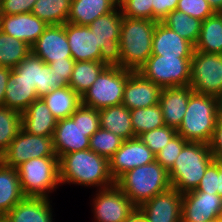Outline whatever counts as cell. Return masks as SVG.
Masks as SVG:
<instances>
[{"label": "cell", "instance_id": "cell-1", "mask_svg": "<svg viewBox=\"0 0 222 222\" xmlns=\"http://www.w3.org/2000/svg\"><path fill=\"white\" fill-rule=\"evenodd\" d=\"M157 21L124 17L120 40L112 62L137 71L152 55L153 32Z\"/></svg>", "mask_w": 222, "mask_h": 222}, {"label": "cell", "instance_id": "cell-2", "mask_svg": "<svg viewBox=\"0 0 222 222\" xmlns=\"http://www.w3.org/2000/svg\"><path fill=\"white\" fill-rule=\"evenodd\" d=\"M59 178L60 183L95 185L100 186L101 189L115 184L109 170V159L91 149L62 155L59 158Z\"/></svg>", "mask_w": 222, "mask_h": 222}, {"label": "cell", "instance_id": "cell-3", "mask_svg": "<svg viewBox=\"0 0 222 222\" xmlns=\"http://www.w3.org/2000/svg\"><path fill=\"white\" fill-rule=\"evenodd\" d=\"M100 128L99 110L81 104L68 118L58 120L53 135V147L58 158L89 149L90 137Z\"/></svg>", "mask_w": 222, "mask_h": 222}, {"label": "cell", "instance_id": "cell-4", "mask_svg": "<svg viewBox=\"0 0 222 222\" xmlns=\"http://www.w3.org/2000/svg\"><path fill=\"white\" fill-rule=\"evenodd\" d=\"M220 117L221 100L219 98L193 92L177 134L187 141L209 144Z\"/></svg>", "mask_w": 222, "mask_h": 222}, {"label": "cell", "instance_id": "cell-5", "mask_svg": "<svg viewBox=\"0 0 222 222\" xmlns=\"http://www.w3.org/2000/svg\"><path fill=\"white\" fill-rule=\"evenodd\" d=\"M213 161L209 144L188 141L168 171L171 187L182 194L196 189Z\"/></svg>", "mask_w": 222, "mask_h": 222}, {"label": "cell", "instance_id": "cell-6", "mask_svg": "<svg viewBox=\"0 0 222 222\" xmlns=\"http://www.w3.org/2000/svg\"><path fill=\"white\" fill-rule=\"evenodd\" d=\"M115 184L137 208L171 187L168 171L156 160L125 172Z\"/></svg>", "mask_w": 222, "mask_h": 222}, {"label": "cell", "instance_id": "cell-7", "mask_svg": "<svg viewBox=\"0 0 222 222\" xmlns=\"http://www.w3.org/2000/svg\"><path fill=\"white\" fill-rule=\"evenodd\" d=\"M132 71L110 63L81 97V104L96 110L122 104L125 83Z\"/></svg>", "mask_w": 222, "mask_h": 222}, {"label": "cell", "instance_id": "cell-8", "mask_svg": "<svg viewBox=\"0 0 222 222\" xmlns=\"http://www.w3.org/2000/svg\"><path fill=\"white\" fill-rule=\"evenodd\" d=\"M20 185L25 196L48 197L47 191L60 184L59 158H32L17 167Z\"/></svg>", "mask_w": 222, "mask_h": 222}, {"label": "cell", "instance_id": "cell-9", "mask_svg": "<svg viewBox=\"0 0 222 222\" xmlns=\"http://www.w3.org/2000/svg\"><path fill=\"white\" fill-rule=\"evenodd\" d=\"M191 59L151 55L137 71L161 88L188 86Z\"/></svg>", "mask_w": 222, "mask_h": 222}, {"label": "cell", "instance_id": "cell-10", "mask_svg": "<svg viewBox=\"0 0 222 222\" xmlns=\"http://www.w3.org/2000/svg\"><path fill=\"white\" fill-rule=\"evenodd\" d=\"M189 86L196 93L222 100V54L194 50Z\"/></svg>", "mask_w": 222, "mask_h": 222}, {"label": "cell", "instance_id": "cell-11", "mask_svg": "<svg viewBox=\"0 0 222 222\" xmlns=\"http://www.w3.org/2000/svg\"><path fill=\"white\" fill-rule=\"evenodd\" d=\"M40 157H57L53 147V137L33 135L21 128L1 154L0 161L6 166L17 168L32 158Z\"/></svg>", "mask_w": 222, "mask_h": 222}, {"label": "cell", "instance_id": "cell-12", "mask_svg": "<svg viewBox=\"0 0 222 222\" xmlns=\"http://www.w3.org/2000/svg\"><path fill=\"white\" fill-rule=\"evenodd\" d=\"M10 77L19 84L36 86L38 98L60 87L56 82V76L50 72L49 65L32 50L14 69H11Z\"/></svg>", "mask_w": 222, "mask_h": 222}, {"label": "cell", "instance_id": "cell-13", "mask_svg": "<svg viewBox=\"0 0 222 222\" xmlns=\"http://www.w3.org/2000/svg\"><path fill=\"white\" fill-rule=\"evenodd\" d=\"M96 195L94 213L98 222H126L137 208L116 184Z\"/></svg>", "mask_w": 222, "mask_h": 222}, {"label": "cell", "instance_id": "cell-14", "mask_svg": "<svg viewBox=\"0 0 222 222\" xmlns=\"http://www.w3.org/2000/svg\"><path fill=\"white\" fill-rule=\"evenodd\" d=\"M155 154L138 137L124 140L109 159L110 174L116 181L125 172L155 161Z\"/></svg>", "mask_w": 222, "mask_h": 222}, {"label": "cell", "instance_id": "cell-15", "mask_svg": "<svg viewBox=\"0 0 222 222\" xmlns=\"http://www.w3.org/2000/svg\"><path fill=\"white\" fill-rule=\"evenodd\" d=\"M222 206L218 194L188 191L182 194L181 222L216 221Z\"/></svg>", "mask_w": 222, "mask_h": 222}, {"label": "cell", "instance_id": "cell-16", "mask_svg": "<svg viewBox=\"0 0 222 222\" xmlns=\"http://www.w3.org/2000/svg\"><path fill=\"white\" fill-rule=\"evenodd\" d=\"M138 209L146 222H181L182 193L170 187L145 201Z\"/></svg>", "mask_w": 222, "mask_h": 222}, {"label": "cell", "instance_id": "cell-17", "mask_svg": "<svg viewBox=\"0 0 222 222\" xmlns=\"http://www.w3.org/2000/svg\"><path fill=\"white\" fill-rule=\"evenodd\" d=\"M65 31L74 61H112L98 47L95 33L88 26L66 22Z\"/></svg>", "mask_w": 222, "mask_h": 222}, {"label": "cell", "instance_id": "cell-18", "mask_svg": "<svg viewBox=\"0 0 222 222\" xmlns=\"http://www.w3.org/2000/svg\"><path fill=\"white\" fill-rule=\"evenodd\" d=\"M31 50L46 64L73 59L65 31V24L48 25Z\"/></svg>", "mask_w": 222, "mask_h": 222}, {"label": "cell", "instance_id": "cell-19", "mask_svg": "<svg viewBox=\"0 0 222 222\" xmlns=\"http://www.w3.org/2000/svg\"><path fill=\"white\" fill-rule=\"evenodd\" d=\"M161 90L138 71H132L125 83L122 104L129 110L154 106L159 103Z\"/></svg>", "mask_w": 222, "mask_h": 222}, {"label": "cell", "instance_id": "cell-20", "mask_svg": "<svg viewBox=\"0 0 222 222\" xmlns=\"http://www.w3.org/2000/svg\"><path fill=\"white\" fill-rule=\"evenodd\" d=\"M48 24L31 12L21 14H0V30L30 47L37 41Z\"/></svg>", "mask_w": 222, "mask_h": 222}, {"label": "cell", "instance_id": "cell-21", "mask_svg": "<svg viewBox=\"0 0 222 222\" xmlns=\"http://www.w3.org/2000/svg\"><path fill=\"white\" fill-rule=\"evenodd\" d=\"M115 8L112 12L100 16L88 25L90 30L95 33L98 40V47L111 59L115 56V51L120 40L122 26V11Z\"/></svg>", "mask_w": 222, "mask_h": 222}, {"label": "cell", "instance_id": "cell-22", "mask_svg": "<svg viewBox=\"0 0 222 222\" xmlns=\"http://www.w3.org/2000/svg\"><path fill=\"white\" fill-rule=\"evenodd\" d=\"M193 92L189 85L162 88L159 105L165 125L176 130L179 128L186 113L188 100Z\"/></svg>", "mask_w": 222, "mask_h": 222}, {"label": "cell", "instance_id": "cell-23", "mask_svg": "<svg viewBox=\"0 0 222 222\" xmlns=\"http://www.w3.org/2000/svg\"><path fill=\"white\" fill-rule=\"evenodd\" d=\"M194 45L161 21L156 23L153 32L152 55L164 57H192Z\"/></svg>", "mask_w": 222, "mask_h": 222}, {"label": "cell", "instance_id": "cell-24", "mask_svg": "<svg viewBox=\"0 0 222 222\" xmlns=\"http://www.w3.org/2000/svg\"><path fill=\"white\" fill-rule=\"evenodd\" d=\"M22 128L33 135L53 137L57 120L42 98L33 101L21 114Z\"/></svg>", "mask_w": 222, "mask_h": 222}, {"label": "cell", "instance_id": "cell-25", "mask_svg": "<svg viewBox=\"0 0 222 222\" xmlns=\"http://www.w3.org/2000/svg\"><path fill=\"white\" fill-rule=\"evenodd\" d=\"M48 197L26 196L6 216L11 222H53Z\"/></svg>", "mask_w": 222, "mask_h": 222}, {"label": "cell", "instance_id": "cell-26", "mask_svg": "<svg viewBox=\"0 0 222 222\" xmlns=\"http://www.w3.org/2000/svg\"><path fill=\"white\" fill-rule=\"evenodd\" d=\"M119 0H72L68 23L88 26L95 19L112 12Z\"/></svg>", "mask_w": 222, "mask_h": 222}, {"label": "cell", "instance_id": "cell-27", "mask_svg": "<svg viewBox=\"0 0 222 222\" xmlns=\"http://www.w3.org/2000/svg\"><path fill=\"white\" fill-rule=\"evenodd\" d=\"M100 127L114 133L123 140L135 137L130 110L123 104L99 110Z\"/></svg>", "mask_w": 222, "mask_h": 222}, {"label": "cell", "instance_id": "cell-28", "mask_svg": "<svg viewBox=\"0 0 222 222\" xmlns=\"http://www.w3.org/2000/svg\"><path fill=\"white\" fill-rule=\"evenodd\" d=\"M26 196L23 194L17 168L0 161V215H6Z\"/></svg>", "mask_w": 222, "mask_h": 222}, {"label": "cell", "instance_id": "cell-29", "mask_svg": "<svg viewBox=\"0 0 222 222\" xmlns=\"http://www.w3.org/2000/svg\"><path fill=\"white\" fill-rule=\"evenodd\" d=\"M42 99L57 121L70 117L81 105V96L69 85L51 90Z\"/></svg>", "mask_w": 222, "mask_h": 222}, {"label": "cell", "instance_id": "cell-30", "mask_svg": "<svg viewBox=\"0 0 222 222\" xmlns=\"http://www.w3.org/2000/svg\"><path fill=\"white\" fill-rule=\"evenodd\" d=\"M112 61H75L68 85L81 97Z\"/></svg>", "mask_w": 222, "mask_h": 222}, {"label": "cell", "instance_id": "cell-31", "mask_svg": "<svg viewBox=\"0 0 222 222\" xmlns=\"http://www.w3.org/2000/svg\"><path fill=\"white\" fill-rule=\"evenodd\" d=\"M194 50L222 54V16L219 13L202 21L200 35Z\"/></svg>", "mask_w": 222, "mask_h": 222}, {"label": "cell", "instance_id": "cell-32", "mask_svg": "<svg viewBox=\"0 0 222 222\" xmlns=\"http://www.w3.org/2000/svg\"><path fill=\"white\" fill-rule=\"evenodd\" d=\"M161 22L194 46L200 35L202 21L179 10L170 12Z\"/></svg>", "mask_w": 222, "mask_h": 222}, {"label": "cell", "instance_id": "cell-33", "mask_svg": "<svg viewBox=\"0 0 222 222\" xmlns=\"http://www.w3.org/2000/svg\"><path fill=\"white\" fill-rule=\"evenodd\" d=\"M72 0H36L32 14L48 25L67 22Z\"/></svg>", "mask_w": 222, "mask_h": 222}, {"label": "cell", "instance_id": "cell-34", "mask_svg": "<svg viewBox=\"0 0 222 222\" xmlns=\"http://www.w3.org/2000/svg\"><path fill=\"white\" fill-rule=\"evenodd\" d=\"M38 99L36 86L19 84L10 77L5 91L4 106L23 113L25 109Z\"/></svg>", "mask_w": 222, "mask_h": 222}, {"label": "cell", "instance_id": "cell-35", "mask_svg": "<svg viewBox=\"0 0 222 222\" xmlns=\"http://www.w3.org/2000/svg\"><path fill=\"white\" fill-rule=\"evenodd\" d=\"M31 51V47L0 30V66L14 69Z\"/></svg>", "mask_w": 222, "mask_h": 222}, {"label": "cell", "instance_id": "cell-36", "mask_svg": "<svg viewBox=\"0 0 222 222\" xmlns=\"http://www.w3.org/2000/svg\"><path fill=\"white\" fill-rule=\"evenodd\" d=\"M130 113L135 137L165 125L159 103L151 107L132 109Z\"/></svg>", "mask_w": 222, "mask_h": 222}, {"label": "cell", "instance_id": "cell-37", "mask_svg": "<svg viewBox=\"0 0 222 222\" xmlns=\"http://www.w3.org/2000/svg\"><path fill=\"white\" fill-rule=\"evenodd\" d=\"M22 128V117L18 111L0 107V156Z\"/></svg>", "mask_w": 222, "mask_h": 222}, {"label": "cell", "instance_id": "cell-38", "mask_svg": "<svg viewBox=\"0 0 222 222\" xmlns=\"http://www.w3.org/2000/svg\"><path fill=\"white\" fill-rule=\"evenodd\" d=\"M124 140L108 130L99 128L90 137V146L93 152L98 155L104 156L110 159L114 153L121 147Z\"/></svg>", "mask_w": 222, "mask_h": 222}, {"label": "cell", "instance_id": "cell-39", "mask_svg": "<svg viewBox=\"0 0 222 222\" xmlns=\"http://www.w3.org/2000/svg\"><path fill=\"white\" fill-rule=\"evenodd\" d=\"M177 134V130L167 125L146 131L138 138L156 155Z\"/></svg>", "mask_w": 222, "mask_h": 222}, {"label": "cell", "instance_id": "cell-40", "mask_svg": "<svg viewBox=\"0 0 222 222\" xmlns=\"http://www.w3.org/2000/svg\"><path fill=\"white\" fill-rule=\"evenodd\" d=\"M118 6L124 17L153 21L152 0H119Z\"/></svg>", "mask_w": 222, "mask_h": 222}, {"label": "cell", "instance_id": "cell-41", "mask_svg": "<svg viewBox=\"0 0 222 222\" xmlns=\"http://www.w3.org/2000/svg\"><path fill=\"white\" fill-rule=\"evenodd\" d=\"M188 141L185 140L181 135L176 134L160 152L155 156V160L167 171H169L177 157L179 156L183 146Z\"/></svg>", "mask_w": 222, "mask_h": 222}, {"label": "cell", "instance_id": "cell-42", "mask_svg": "<svg viewBox=\"0 0 222 222\" xmlns=\"http://www.w3.org/2000/svg\"><path fill=\"white\" fill-rule=\"evenodd\" d=\"M176 10L200 19L201 21L215 14L207 0H179Z\"/></svg>", "mask_w": 222, "mask_h": 222}, {"label": "cell", "instance_id": "cell-43", "mask_svg": "<svg viewBox=\"0 0 222 222\" xmlns=\"http://www.w3.org/2000/svg\"><path fill=\"white\" fill-rule=\"evenodd\" d=\"M74 59H64L49 63L50 72L56 76V82L60 87L68 86L74 67Z\"/></svg>", "mask_w": 222, "mask_h": 222}, {"label": "cell", "instance_id": "cell-44", "mask_svg": "<svg viewBox=\"0 0 222 222\" xmlns=\"http://www.w3.org/2000/svg\"><path fill=\"white\" fill-rule=\"evenodd\" d=\"M218 162L213 161L206 169L204 176L200 180L198 190L204 193L218 194Z\"/></svg>", "mask_w": 222, "mask_h": 222}, {"label": "cell", "instance_id": "cell-45", "mask_svg": "<svg viewBox=\"0 0 222 222\" xmlns=\"http://www.w3.org/2000/svg\"><path fill=\"white\" fill-rule=\"evenodd\" d=\"M36 0H0V14H21L32 12Z\"/></svg>", "mask_w": 222, "mask_h": 222}, {"label": "cell", "instance_id": "cell-46", "mask_svg": "<svg viewBox=\"0 0 222 222\" xmlns=\"http://www.w3.org/2000/svg\"><path fill=\"white\" fill-rule=\"evenodd\" d=\"M179 0H152L153 21H161L170 12L177 9Z\"/></svg>", "mask_w": 222, "mask_h": 222}, {"label": "cell", "instance_id": "cell-47", "mask_svg": "<svg viewBox=\"0 0 222 222\" xmlns=\"http://www.w3.org/2000/svg\"><path fill=\"white\" fill-rule=\"evenodd\" d=\"M209 146L214 160L222 163V116L217 121Z\"/></svg>", "mask_w": 222, "mask_h": 222}, {"label": "cell", "instance_id": "cell-48", "mask_svg": "<svg viewBox=\"0 0 222 222\" xmlns=\"http://www.w3.org/2000/svg\"><path fill=\"white\" fill-rule=\"evenodd\" d=\"M10 74V68L0 66V107L4 106L5 91Z\"/></svg>", "mask_w": 222, "mask_h": 222}, {"label": "cell", "instance_id": "cell-49", "mask_svg": "<svg viewBox=\"0 0 222 222\" xmlns=\"http://www.w3.org/2000/svg\"><path fill=\"white\" fill-rule=\"evenodd\" d=\"M126 222H146V218L141 211L136 208V210L129 216V220Z\"/></svg>", "mask_w": 222, "mask_h": 222}, {"label": "cell", "instance_id": "cell-50", "mask_svg": "<svg viewBox=\"0 0 222 222\" xmlns=\"http://www.w3.org/2000/svg\"><path fill=\"white\" fill-rule=\"evenodd\" d=\"M215 13L222 12V0H207Z\"/></svg>", "mask_w": 222, "mask_h": 222}, {"label": "cell", "instance_id": "cell-51", "mask_svg": "<svg viewBox=\"0 0 222 222\" xmlns=\"http://www.w3.org/2000/svg\"><path fill=\"white\" fill-rule=\"evenodd\" d=\"M218 195L222 197V163L218 162Z\"/></svg>", "mask_w": 222, "mask_h": 222}, {"label": "cell", "instance_id": "cell-52", "mask_svg": "<svg viewBox=\"0 0 222 222\" xmlns=\"http://www.w3.org/2000/svg\"><path fill=\"white\" fill-rule=\"evenodd\" d=\"M0 222H11L6 215H0Z\"/></svg>", "mask_w": 222, "mask_h": 222}, {"label": "cell", "instance_id": "cell-53", "mask_svg": "<svg viewBox=\"0 0 222 222\" xmlns=\"http://www.w3.org/2000/svg\"><path fill=\"white\" fill-rule=\"evenodd\" d=\"M217 222H222V206H221L220 212L218 214Z\"/></svg>", "mask_w": 222, "mask_h": 222}, {"label": "cell", "instance_id": "cell-54", "mask_svg": "<svg viewBox=\"0 0 222 222\" xmlns=\"http://www.w3.org/2000/svg\"><path fill=\"white\" fill-rule=\"evenodd\" d=\"M221 116H222V100H221Z\"/></svg>", "mask_w": 222, "mask_h": 222}]
</instances>
